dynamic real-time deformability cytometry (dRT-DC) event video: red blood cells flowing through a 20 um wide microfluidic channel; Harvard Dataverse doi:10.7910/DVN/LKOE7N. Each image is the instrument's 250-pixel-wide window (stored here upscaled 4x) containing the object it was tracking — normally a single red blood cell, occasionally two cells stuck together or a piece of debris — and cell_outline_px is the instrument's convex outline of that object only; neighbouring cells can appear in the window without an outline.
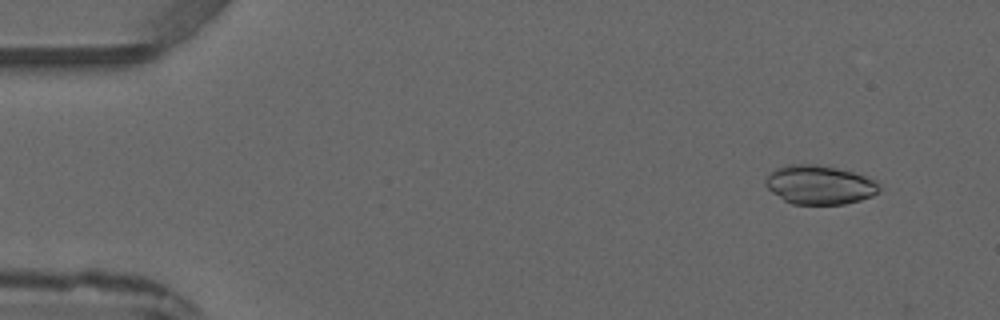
{"species": "common noctule bat (a hibernating species)", "species_latin": "Nyctalus noctula", "temperature_condition": "warm", "stored_images_in_passage": 2, "camera_frame_rate_fps": 3000, "um_per_image_px": 0.085, "animal": {"sex": "male", "forearm_length_mm": 52.5}, "frame": {"image": 1, "passage_image": 1, "time_ms": 0.0, "image_size_px": [1000, 320], "cell_outline_px": [[880, 188], [872, 196], [860, 200], [844, 204], [792, 204], [784, 200], [772, 192], [764, 184], [764, 180], [776, 168], [788, 164], [816, 164], [836, 168], [852, 172], [876, 180]], "centroid_in_image_um": [69.64, 15.71], "position_along_channel_um": 15.4, "area_um2": 25.66}}